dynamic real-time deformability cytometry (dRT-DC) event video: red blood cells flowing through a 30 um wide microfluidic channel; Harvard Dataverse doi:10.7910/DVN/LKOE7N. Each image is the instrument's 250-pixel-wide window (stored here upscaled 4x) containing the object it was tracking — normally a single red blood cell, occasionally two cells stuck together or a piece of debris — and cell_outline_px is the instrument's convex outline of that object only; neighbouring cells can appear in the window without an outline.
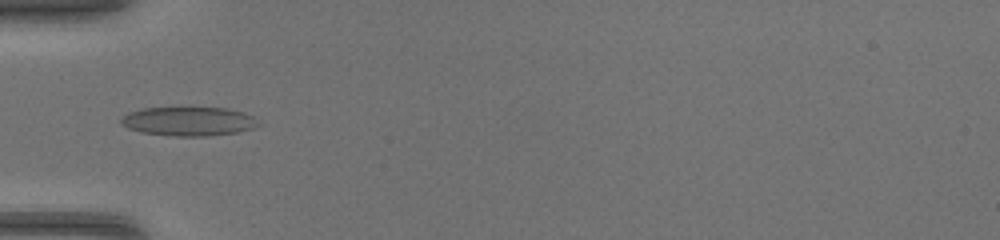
{"species": "common noctule bat (a hibernating species)", "species_latin": "Nyctalus noctula", "temperature_condition": "warm", "stored_images_in_passage": 32, "camera_frame_rate_fps": 3000, "um_per_image_px": 0.085, "animal": {"sex": "female", "body_mass_g": 17.0, "forearm_length_mm": 48.0}, "frame": {"image": 1, "passage_image": 2, "time_ms": 0.333, "image_size_px": [1000, 240], "cell_outline_px": [[260, 124], [252, 128], [236, 132], [208, 136], [176, 136], [140, 132], [128, 128], [120, 124], [120, 116], [128, 112], [144, 108], [228, 108], [244, 112], [252, 116]], "centroid_in_image_um": [15.98, 10.31], "position_along_channel_um": 69.0, "area_um2": 23.18}}
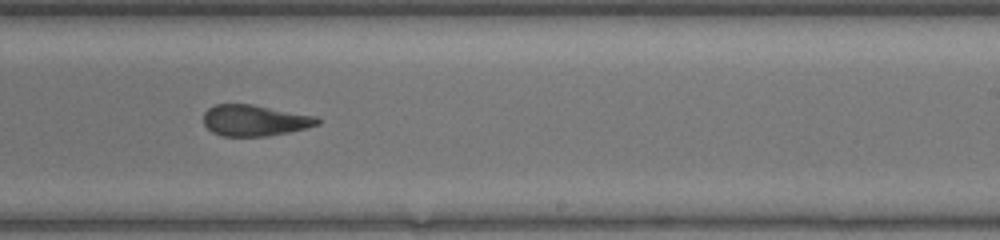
{"frame": {"image": 2, "passage_image": 15, "time_ms": 4.667, "image_size_px": [1000, 240], "cell_outline_px": [[320, 124], [288, 132], [268, 136], [224, 136], [212, 132], [204, 124], [204, 112], [208, 108], [216, 104], [252, 104], [316, 116], [320, 120]], "centroid_in_image_um": [21.64, 10.23], "position_along_channel_um": 267.4, "area_um2": 20.58}}
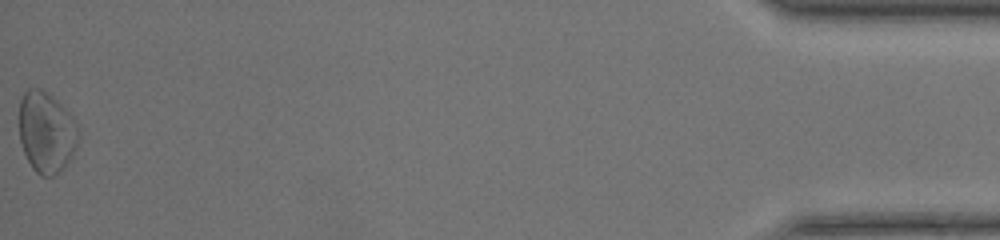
{"frame": {"image": 3, "passage_image": 32, "time_ms": 10.333, "image_size_px": [1000, 240], "cell_outline_px": [[80, 136], [76, 148], [72, 156], [64, 168], [52, 176], [40, 176], [32, 168], [24, 152], [20, 140], [20, 100], [24, 92], [28, 88], [40, 88], [48, 92], [72, 116], [76, 124]], "centroid_in_image_um": [3.95, 11.24], "position_along_channel_um": 431.2, "area_um2": 27.98}}